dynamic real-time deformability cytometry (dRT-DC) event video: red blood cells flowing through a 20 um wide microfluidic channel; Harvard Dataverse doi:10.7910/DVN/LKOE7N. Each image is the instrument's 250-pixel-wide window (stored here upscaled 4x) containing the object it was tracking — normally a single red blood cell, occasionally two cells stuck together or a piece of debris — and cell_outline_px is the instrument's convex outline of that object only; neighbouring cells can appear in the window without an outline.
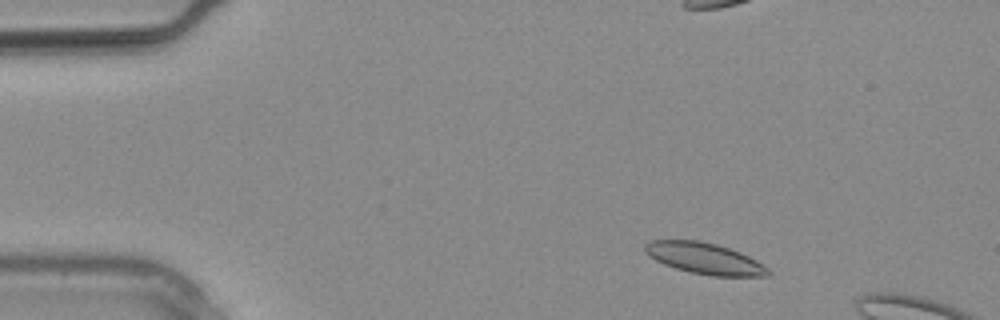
{"species": "common noctule bat (a hibernating species)", "species_latin": "Nyctalus noctula", "temperature_condition": "warm", "stored_images_in_passage": 6, "camera_frame_rate_fps": 3000, "um_per_image_px": 0.085, "animal": {"sex": "male", "body_mass_g": 20.4}, "frame": {"image": 1, "passage_image": 2, "time_ms": 0.333, "image_size_px": [1000, 320], "cell_outline_px": [[772, 272], [768, 276], [712, 276], [688, 272], [664, 264], [648, 256], [644, 252], [644, 244], [648, 240], [700, 240], [716, 244], [740, 252], [756, 260], [768, 268]], "centroid_in_image_um": [59.86, 21.96], "position_along_channel_um": 25.1, "area_um2": 22.54}}